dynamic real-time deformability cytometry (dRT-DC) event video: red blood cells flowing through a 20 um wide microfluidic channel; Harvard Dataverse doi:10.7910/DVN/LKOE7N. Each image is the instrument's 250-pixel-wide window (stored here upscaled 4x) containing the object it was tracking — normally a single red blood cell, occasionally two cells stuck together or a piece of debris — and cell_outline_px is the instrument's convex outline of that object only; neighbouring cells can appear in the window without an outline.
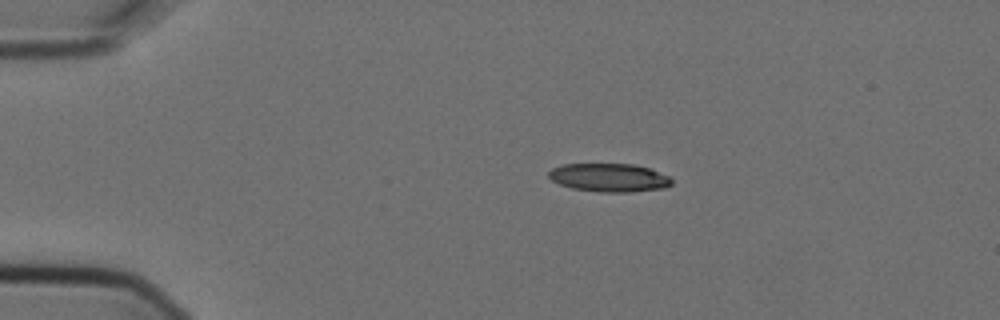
{"species": "Egyptian fruit bat (a non-hibernating species)", "species_latin": "Rousettus aegyptiacus", "temperature_condition": "cold", "stored_images_in_passage": 8, "camera_frame_rate_fps": 3000, "um_per_image_px": 0.085, "animal": {"sex": "female"}, "frame": {"image": 1, "passage_image": 3, "time_ms": 0.667, "image_size_px": [1000, 320], "cell_outline_px": [[672, 184], [664, 188], [632, 192], [600, 192], [572, 188], [560, 184], [552, 180], [548, 176], [548, 172], [552, 168], [564, 164], [632, 164], [648, 168], [668, 176], [672, 180]], "centroid_in_image_um": [51.77, 15.1], "position_along_channel_um": 33.2, "area_um2": 20.23}}
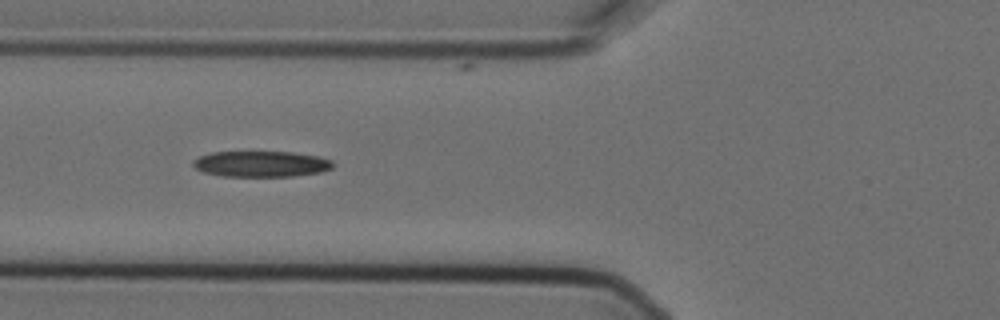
{"frame": {"image": 2, "passage_image": 6, "time_ms": 1.667, "image_size_px": [1000, 320], "cell_outline_px": [[336, 164], [332, 168], [320, 172], [292, 176], [220, 176], [204, 172], [196, 168], [192, 164], [192, 160], [200, 156], [212, 152], [292, 152], [320, 156], [332, 160]], "centroid_in_image_um": [22.22, 13.93], "position_along_channel_um": 103.6, "area_um2": 21.15}}
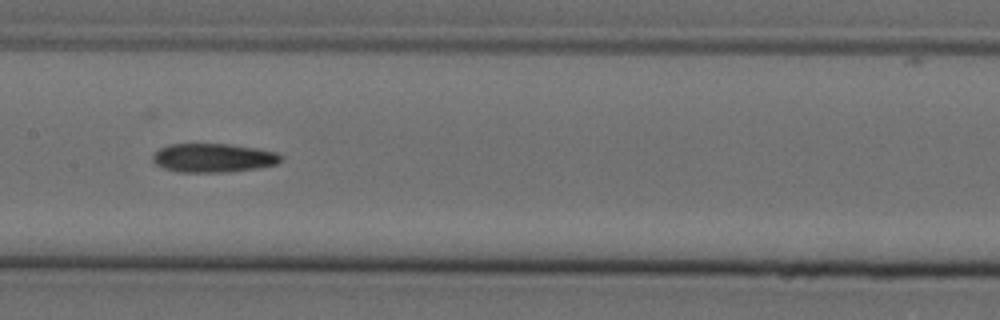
{"frame": {"image": 3, "passage_image": 8, "time_ms": 2.333, "image_size_px": [1000, 320], "cell_outline_px": [[284, 160], [276, 164], [256, 168], [224, 172], [180, 172], [164, 168], [156, 164], [152, 160], [152, 156], [160, 148], [168, 144], [228, 144], [256, 148], [276, 152], [284, 156]], "centroid_in_image_um": [18.15, 13.41], "position_along_channel_um": 189.2, "area_um2": 21.5}}